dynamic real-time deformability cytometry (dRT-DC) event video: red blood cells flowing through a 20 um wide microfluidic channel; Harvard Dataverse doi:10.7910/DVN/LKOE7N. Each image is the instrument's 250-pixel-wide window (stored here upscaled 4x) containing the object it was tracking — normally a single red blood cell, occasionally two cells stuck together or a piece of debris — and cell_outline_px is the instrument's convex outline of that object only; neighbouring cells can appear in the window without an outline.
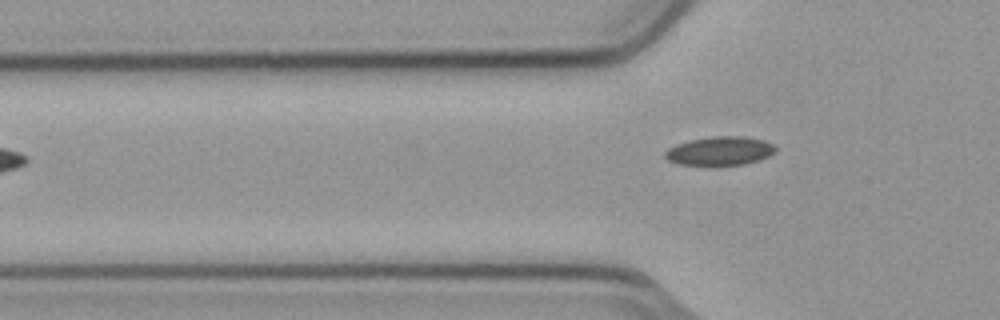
{"species": "common noctule bat (a hibernating species)", "species_latin": "Nyctalus noctula", "temperature_condition": "cold", "stored_images_in_passage": 4, "camera_frame_rate_fps": 3000, "um_per_image_px": 0.085, "animal": {"sex": "male", "body_mass_g": 23.1, "forearm_length_mm": 52.7}, "frame": {"image": 1, "passage_image": 4, "time_ms": 1.0, "image_size_px": [1000, 320], "cell_outline_px": [[776, 152], [760, 160], [744, 164], [716, 168], [680, 164], [668, 160], [664, 156], [664, 152], [668, 148], [676, 144], [688, 140], [712, 136], [744, 136], [764, 140], [772, 144], [776, 148]], "centroid_in_image_um": [61.17, 12.87], "position_along_channel_um": 64.6, "area_um2": 19.31}}